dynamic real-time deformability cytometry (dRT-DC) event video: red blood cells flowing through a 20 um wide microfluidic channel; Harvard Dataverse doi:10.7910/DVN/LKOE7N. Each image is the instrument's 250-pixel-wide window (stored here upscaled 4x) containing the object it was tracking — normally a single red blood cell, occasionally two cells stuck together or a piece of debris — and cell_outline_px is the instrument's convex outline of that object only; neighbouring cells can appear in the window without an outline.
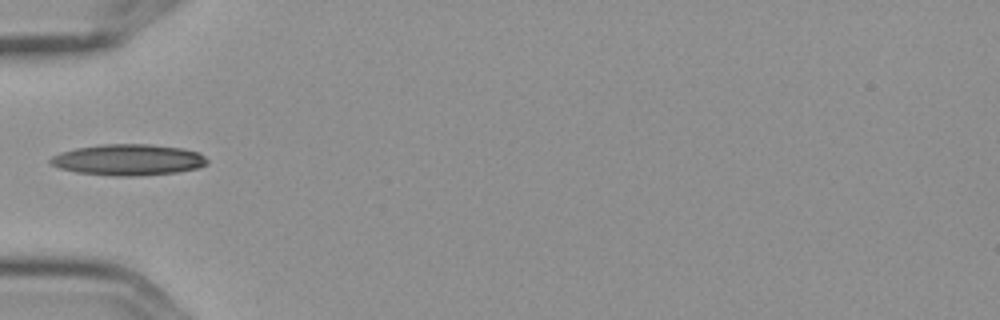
{"species": "Egyptian fruit bat (a non-hibernating species)", "species_latin": "Rousettus aegyptiacus", "temperature_condition": "cold", "stored_images_in_passage": 3, "camera_frame_rate_fps": 3000, "um_per_image_px": 0.085, "frame": {"image": 1, "passage_image": 3, "time_ms": 0.667, "image_size_px": [1000, 320], "cell_outline_px": [[208, 164], [196, 168], [176, 172], [132, 176], [116, 176], [76, 172], [60, 168], [52, 164], [48, 160], [52, 156], [60, 152], [76, 148], [100, 144], [148, 144], [180, 148], [200, 152], [208, 160]], "centroid_in_image_um": [10.9, 13.57], "position_along_channel_um": 74.1, "area_um2": 28.32}}